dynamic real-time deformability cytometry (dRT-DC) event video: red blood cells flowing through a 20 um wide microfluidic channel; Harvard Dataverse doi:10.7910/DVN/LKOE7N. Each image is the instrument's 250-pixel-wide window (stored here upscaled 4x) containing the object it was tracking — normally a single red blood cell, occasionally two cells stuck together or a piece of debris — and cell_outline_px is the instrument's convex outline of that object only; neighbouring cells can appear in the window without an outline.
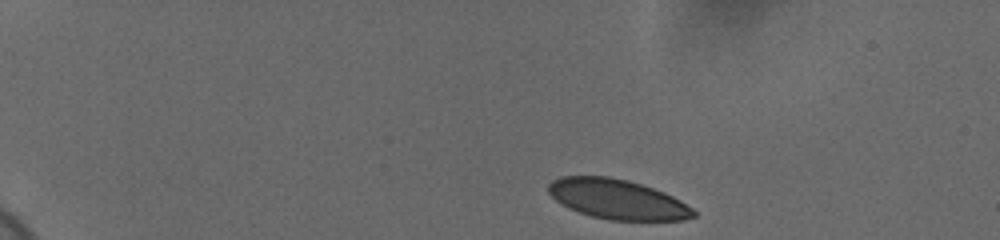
{"species": "human", "species_latin": "Homo sapiens", "temperature_condition": "cold", "stored_images_in_passage": 47, "camera_frame_rate_fps": 3000, "um_per_image_px": 0.085, "donor": {"sex": "female"}, "frame": {"image": 1, "passage_image": 1, "time_ms": 0.0, "image_size_px": [1000, 240], "cell_outline_px": [[696, 216], [684, 220], [608, 220], [592, 216], [568, 208], [560, 204], [548, 192], [548, 184], [552, 180], [560, 176], [608, 176], [628, 180], [664, 192], [680, 200], [692, 208], [696, 212]], "centroid_in_image_um": [52.46, 16.93], "position_along_channel_um": 32.5, "area_um2": 33.64}}
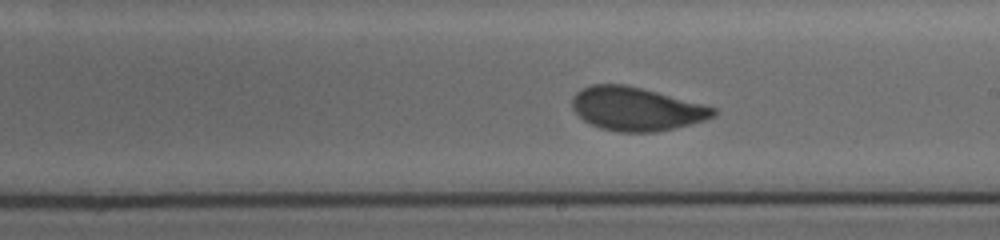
{"frame": {"image": 2, "passage_image": 26, "time_ms": 8.333, "image_size_px": [1000, 240], "cell_outline_px": [[716, 116], [704, 120], [656, 132], [620, 132], [600, 128], [584, 120], [572, 108], [572, 96], [576, 92], [592, 84], [624, 84], [656, 92], [716, 108]], "centroid_in_image_um": [54.05, 9.26], "position_along_channel_um": 234.9, "area_um2": 35.26}}
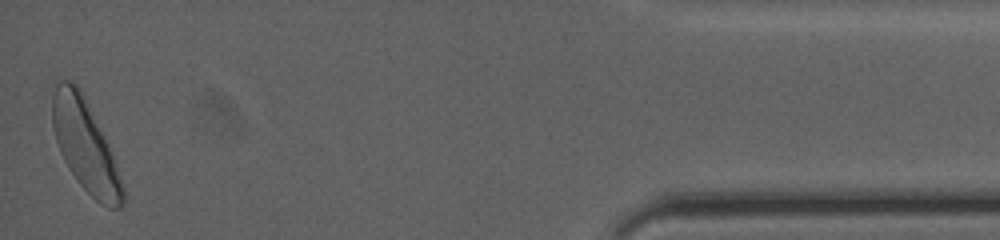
{"frame": {"image": 3, "passage_image": 47, "time_ms": 15.333, "image_size_px": [1000, 240], "cell_outline_px": [[124, 204], [120, 208], [108, 208], [100, 204], [80, 184], [68, 168], [60, 152], [56, 140], [52, 124], [52, 96], [56, 84], [60, 80], [68, 80], [76, 84], [80, 88], [104, 136], [112, 156], [124, 188]], "centroid_in_image_um": [7.23, 12.39], "position_along_channel_um": 428.0, "area_um2": 36.88}, "authors_computed_cell_mechanics": {"area_um2": 35.7204, "velocity_mm_per_s": 3.6602, "shape_relaxation_time_tau1_ms": 3.0117, "shape_relaxation_time_tau2_ms": null, "deformation_change_tau1": 0.1188, "deformation_change_tau2": null}}